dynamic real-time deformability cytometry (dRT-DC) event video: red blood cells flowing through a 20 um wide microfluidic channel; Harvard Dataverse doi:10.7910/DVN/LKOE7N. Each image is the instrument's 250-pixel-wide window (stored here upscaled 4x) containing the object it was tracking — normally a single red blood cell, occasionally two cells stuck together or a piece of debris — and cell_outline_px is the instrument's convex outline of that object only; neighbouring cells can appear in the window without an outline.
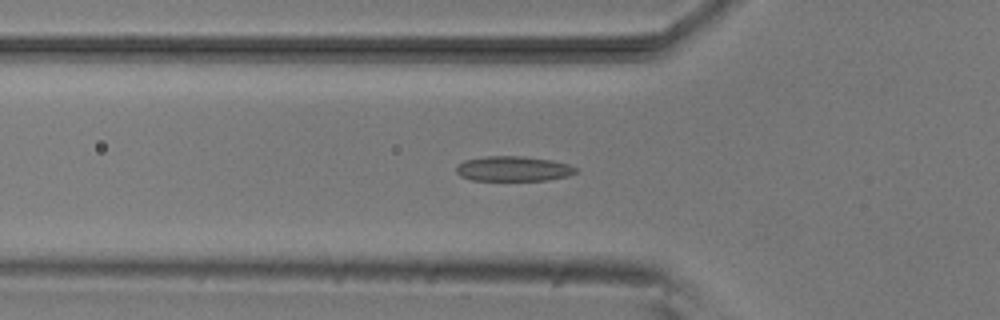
{"species": "common noctule bat (a hibernating species)", "species_latin": "Nyctalus noctula", "temperature_condition": "room temperature", "stored_images_in_passage": 49, "camera_frame_rate_fps": 3000, "um_per_image_px": 0.085, "animal": {"sex": "male", "body_mass_g": 20.5, "forearm_length_mm": 52.5}, "frame": {"image": 1, "passage_image": 18, "time_ms": 5.667, "image_size_px": [1000, 320], "cell_outline_px": [[576, 172], [568, 176], [548, 180], [472, 180], [460, 176], [456, 172], [456, 168], [464, 160], [484, 156], [524, 156], [552, 160], [568, 164], [576, 168]], "centroid_in_image_um": [43.62, 14.34], "position_along_channel_um": 82.2, "area_um2": 17.4}}
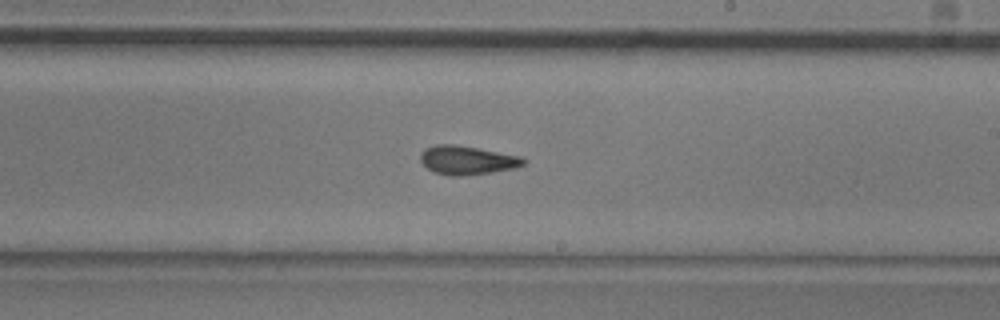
{"frame": {"image": 2, "passage_image": 31, "time_ms": 10.0, "image_size_px": [1000, 320], "cell_outline_px": [[528, 160], [524, 164], [516, 168], [492, 172], [460, 176], [452, 176], [436, 172], [428, 168], [420, 160], [420, 152], [424, 148], [436, 144], [456, 144], [520, 156]], "centroid_in_image_um": [39.71, 13.6], "position_along_channel_um": 249.3, "area_um2": 17.28}}
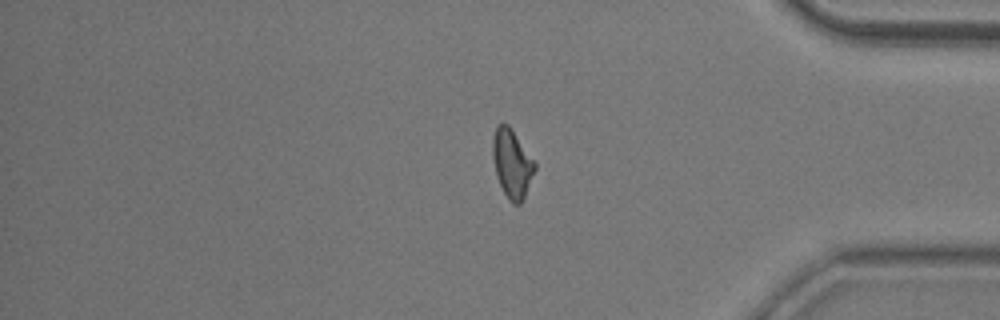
{"frame": {"image": 3, "passage_image": 44, "time_ms": 14.333, "image_size_px": [1000, 320], "cell_outline_px": [[536, 168], [524, 196], [520, 204], [512, 204], [508, 200], [496, 176], [492, 156], [492, 136], [496, 124], [508, 124], [536, 164]], "centroid_in_image_um": [43.48, 13.89], "position_along_channel_um": 391.7, "area_um2": 16.65}}